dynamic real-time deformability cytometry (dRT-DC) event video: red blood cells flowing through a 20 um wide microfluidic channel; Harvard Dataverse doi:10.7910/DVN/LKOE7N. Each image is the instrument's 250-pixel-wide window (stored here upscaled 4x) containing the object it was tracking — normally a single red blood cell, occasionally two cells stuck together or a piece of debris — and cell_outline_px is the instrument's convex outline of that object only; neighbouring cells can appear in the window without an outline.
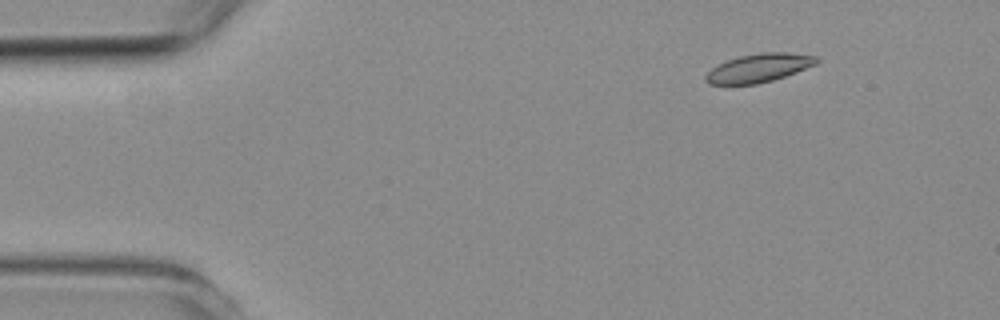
{"species": "common noctule bat (a hibernating species)", "species_latin": "Nyctalus noctula", "temperature_condition": "room temperature", "stored_images_in_passage": 6, "camera_frame_rate_fps": 3000, "um_per_image_px": 0.085, "animal": {"sex": "female", "body_mass_g": 19.3, "forearm_length_mm": 54.1}, "frame": {"image": 1, "passage_image": 2, "time_ms": 1.0, "image_size_px": [1000, 320], "cell_outline_px": [[820, 60], [816, 64], [796, 72], [772, 80], [756, 84], [708, 84], [704, 80], [704, 76], [712, 68], [728, 60], [740, 56], [760, 52], [784, 52], [816, 56]], "centroid_in_image_um": [64.5, 5.77], "position_along_channel_um": 20.5, "area_um2": 18.21}}
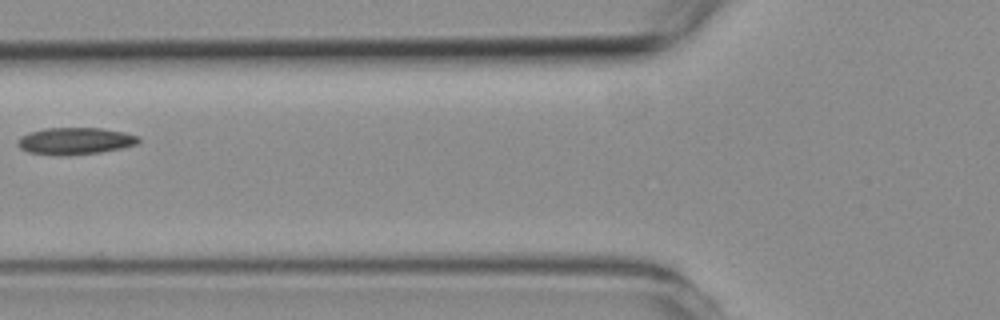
{"frame": {"image": 2, "passage_image": 5, "time_ms": 5.667, "image_size_px": [1000, 320], "cell_outline_px": [[140, 140], [136, 144], [120, 148], [100, 152], [28, 152], [20, 148], [16, 144], [16, 140], [20, 136], [28, 132], [44, 128], [100, 128], [124, 132], [140, 136]], "centroid_in_image_um": [6.39, 11.92], "position_along_channel_um": 119.4, "area_um2": 18.03}}
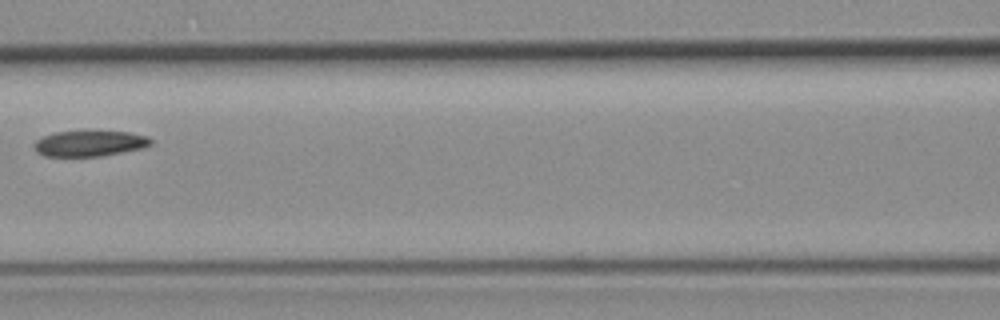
{"frame": {"image": 3, "passage_image": 6, "time_ms": 6.667, "image_size_px": [1000, 320], "cell_outline_px": [[152, 144], [140, 148], [100, 156], [44, 156], [36, 152], [32, 144], [36, 140], [44, 136], [56, 132], [84, 128], [88, 128], [128, 132], [148, 136], [152, 140]], "centroid_in_image_um": [7.58, 12.13], "position_along_channel_um": 159.0, "area_um2": 18.26}}